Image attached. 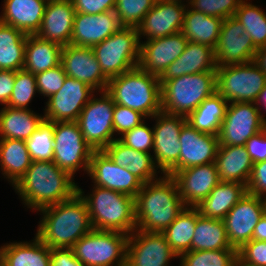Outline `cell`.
<instances>
[{"instance_id":"obj_1","label":"cell","mask_w":266,"mask_h":266,"mask_svg":"<svg viewBox=\"0 0 266 266\" xmlns=\"http://www.w3.org/2000/svg\"><path fill=\"white\" fill-rule=\"evenodd\" d=\"M13 189L27 208L38 212L73 197L78 183L53 161H32Z\"/></svg>"},{"instance_id":"obj_2","label":"cell","mask_w":266,"mask_h":266,"mask_svg":"<svg viewBox=\"0 0 266 266\" xmlns=\"http://www.w3.org/2000/svg\"><path fill=\"white\" fill-rule=\"evenodd\" d=\"M39 212L41 219L35 235L51 249L71 248L93 229L86 202L78 192Z\"/></svg>"},{"instance_id":"obj_3","label":"cell","mask_w":266,"mask_h":266,"mask_svg":"<svg viewBox=\"0 0 266 266\" xmlns=\"http://www.w3.org/2000/svg\"><path fill=\"white\" fill-rule=\"evenodd\" d=\"M134 206L136 229L158 233H163L186 207L174 179L167 174L144 183L134 197Z\"/></svg>"},{"instance_id":"obj_4","label":"cell","mask_w":266,"mask_h":266,"mask_svg":"<svg viewBox=\"0 0 266 266\" xmlns=\"http://www.w3.org/2000/svg\"><path fill=\"white\" fill-rule=\"evenodd\" d=\"M81 188L78 185V193L86 202L93 229L128 235L136 229L134 197L96 185L85 195Z\"/></svg>"},{"instance_id":"obj_5","label":"cell","mask_w":266,"mask_h":266,"mask_svg":"<svg viewBox=\"0 0 266 266\" xmlns=\"http://www.w3.org/2000/svg\"><path fill=\"white\" fill-rule=\"evenodd\" d=\"M106 92L115 104L143 114L147 119L161 112V84L159 77L138 66L110 78Z\"/></svg>"},{"instance_id":"obj_6","label":"cell","mask_w":266,"mask_h":266,"mask_svg":"<svg viewBox=\"0 0 266 266\" xmlns=\"http://www.w3.org/2000/svg\"><path fill=\"white\" fill-rule=\"evenodd\" d=\"M161 111L187 117L206 98L216 92V72L186 74L160 80Z\"/></svg>"},{"instance_id":"obj_7","label":"cell","mask_w":266,"mask_h":266,"mask_svg":"<svg viewBox=\"0 0 266 266\" xmlns=\"http://www.w3.org/2000/svg\"><path fill=\"white\" fill-rule=\"evenodd\" d=\"M140 43L136 27L122 26L92 49L103 74L110 79L138 66Z\"/></svg>"},{"instance_id":"obj_8","label":"cell","mask_w":266,"mask_h":266,"mask_svg":"<svg viewBox=\"0 0 266 266\" xmlns=\"http://www.w3.org/2000/svg\"><path fill=\"white\" fill-rule=\"evenodd\" d=\"M129 235L92 229L72 247L75 258L86 266H126Z\"/></svg>"},{"instance_id":"obj_9","label":"cell","mask_w":266,"mask_h":266,"mask_svg":"<svg viewBox=\"0 0 266 266\" xmlns=\"http://www.w3.org/2000/svg\"><path fill=\"white\" fill-rule=\"evenodd\" d=\"M265 84L266 75L254 61L216 69V91L228 103H255Z\"/></svg>"},{"instance_id":"obj_10","label":"cell","mask_w":266,"mask_h":266,"mask_svg":"<svg viewBox=\"0 0 266 266\" xmlns=\"http://www.w3.org/2000/svg\"><path fill=\"white\" fill-rule=\"evenodd\" d=\"M94 149L85 141L76 121L54 122L53 162L70 173L88 172Z\"/></svg>"},{"instance_id":"obj_11","label":"cell","mask_w":266,"mask_h":266,"mask_svg":"<svg viewBox=\"0 0 266 266\" xmlns=\"http://www.w3.org/2000/svg\"><path fill=\"white\" fill-rule=\"evenodd\" d=\"M99 94V97L92 95L76 121L85 141L94 150H104L117 139L113 128L115 103L106 91Z\"/></svg>"},{"instance_id":"obj_12","label":"cell","mask_w":266,"mask_h":266,"mask_svg":"<svg viewBox=\"0 0 266 266\" xmlns=\"http://www.w3.org/2000/svg\"><path fill=\"white\" fill-rule=\"evenodd\" d=\"M151 119L153 127V159L161 174L169 175L179 171V154L181 150L179 136L181 128L187 122L185 116L159 112Z\"/></svg>"},{"instance_id":"obj_13","label":"cell","mask_w":266,"mask_h":266,"mask_svg":"<svg viewBox=\"0 0 266 266\" xmlns=\"http://www.w3.org/2000/svg\"><path fill=\"white\" fill-rule=\"evenodd\" d=\"M265 128L266 122L254 102L228 103L218 133L219 145L244 146Z\"/></svg>"},{"instance_id":"obj_14","label":"cell","mask_w":266,"mask_h":266,"mask_svg":"<svg viewBox=\"0 0 266 266\" xmlns=\"http://www.w3.org/2000/svg\"><path fill=\"white\" fill-rule=\"evenodd\" d=\"M266 212V198L246 194L223 219L231 246L239 250L252 240L259 219Z\"/></svg>"},{"instance_id":"obj_15","label":"cell","mask_w":266,"mask_h":266,"mask_svg":"<svg viewBox=\"0 0 266 266\" xmlns=\"http://www.w3.org/2000/svg\"><path fill=\"white\" fill-rule=\"evenodd\" d=\"M95 92L86 83L66 77L60 90L48 98L43 112L44 119L51 122L77 121Z\"/></svg>"},{"instance_id":"obj_16","label":"cell","mask_w":266,"mask_h":266,"mask_svg":"<svg viewBox=\"0 0 266 266\" xmlns=\"http://www.w3.org/2000/svg\"><path fill=\"white\" fill-rule=\"evenodd\" d=\"M175 258L163 233L135 229L128 237L126 266H170Z\"/></svg>"},{"instance_id":"obj_17","label":"cell","mask_w":266,"mask_h":266,"mask_svg":"<svg viewBox=\"0 0 266 266\" xmlns=\"http://www.w3.org/2000/svg\"><path fill=\"white\" fill-rule=\"evenodd\" d=\"M256 50L239 21L234 17L222 21L218 42L214 49L217 67L253 61Z\"/></svg>"},{"instance_id":"obj_18","label":"cell","mask_w":266,"mask_h":266,"mask_svg":"<svg viewBox=\"0 0 266 266\" xmlns=\"http://www.w3.org/2000/svg\"><path fill=\"white\" fill-rule=\"evenodd\" d=\"M94 185L135 197L143 182L125 167L118 166L104 150H95L87 172Z\"/></svg>"},{"instance_id":"obj_19","label":"cell","mask_w":266,"mask_h":266,"mask_svg":"<svg viewBox=\"0 0 266 266\" xmlns=\"http://www.w3.org/2000/svg\"><path fill=\"white\" fill-rule=\"evenodd\" d=\"M183 2L185 1L156 0L137 27L139 38H146L148 41L181 32L188 6V2Z\"/></svg>"},{"instance_id":"obj_20","label":"cell","mask_w":266,"mask_h":266,"mask_svg":"<svg viewBox=\"0 0 266 266\" xmlns=\"http://www.w3.org/2000/svg\"><path fill=\"white\" fill-rule=\"evenodd\" d=\"M186 207L198 206L220 182L215 162L192 166L169 174Z\"/></svg>"},{"instance_id":"obj_21","label":"cell","mask_w":266,"mask_h":266,"mask_svg":"<svg viewBox=\"0 0 266 266\" xmlns=\"http://www.w3.org/2000/svg\"><path fill=\"white\" fill-rule=\"evenodd\" d=\"M188 44L182 32L141 41L138 67L160 77L166 68L184 52Z\"/></svg>"},{"instance_id":"obj_22","label":"cell","mask_w":266,"mask_h":266,"mask_svg":"<svg viewBox=\"0 0 266 266\" xmlns=\"http://www.w3.org/2000/svg\"><path fill=\"white\" fill-rule=\"evenodd\" d=\"M61 64L67 77L86 83L96 93L106 91L109 79L103 74L92 47L63 46Z\"/></svg>"},{"instance_id":"obj_23","label":"cell","mask_w":266,"mask_h":266,"mask_svg":"<svg viewBox=\"0 0 266 266\" xmlns=\"http://www.w3.org/2000/svg\"><path fill=\"white\" fill-rule=\"evenodd\" d=\"M121 27L118 16L113 10L96 15L75 13L70 45L93 47Z\"/></svg>"},{"instance_id":"obj_24","label":"cell","mask_w":266,"mask_h":266,"mask_svg":"<svg viewBox=\"0 0 266 266\" xmlns=\"http://www.w3.org/2000/svg\"><path fill=\"white\" fill-rule=\"evenodd\" d=\"M179 170L215 162L218 136L198 131L186 122L179 136Z\"/></svg>"},{"instance_id":"obj_25","label":"cell","mask_w":266,"mask_h":266,"mask_svg":"<svg viewBox=\"0 0 266 266\" xmlns=\"http://www.w3.org/2000/svg\"><path fill=\"white\" fill-rule=\"evenodd\" d=\"M74 18L71 0H48L41 26L35 35L62 46L70 45Z\"/></svg>"},{"instance_id":"obj_26","label":"cell","mask_w":266,"mask_h":266,"mask_svg":"<svg viewBox=\"0 0 266 266\" xmlns=\"http://www.w3.org/2000/svg\"><path fill=\"white\" fill-rule=\"evenodd\" d=\"M216 69L214 49L188 41L184 52L166 68L159 80H171L186 74L216 72Z\"/></svg>"},{"instance_id":"obj_27","label":"cell","mask_w":266,"mask_h":266,"mask_svg":"<svg viewBox=\"0 0 266 266\" xmlns=\"http://www.w3.org/2000/svg\"><path fill=\"white\" fill-rule=\"evenodd\" d=\"M48 0H4L0 22L27 35H35L42 22Z\"/></svg>"},{"instance_id":"obj_28","label":"cell","mask_w":266,"mask_h":266,"mask_svg":"<svg viewBox=\"0 0 266 266\" xmlns=\"http://www.w3.org/2000/svg\"><path fill=\"white\" fill-rule=\"evenodd\" d=\"M104 151L115 164L125 167L143 183H147L161 177V175H157L161 171L156 166L151 153L134 150L123 144L118 138L113 140L104 149Z\"/></svg>"},{"instance_id":"obj_29","label":"cell","mask_w":266,"mask_h":266,"mask_svg":"<svg viewBox=\"0 0 266 266\" xmlns=\"http://www.w3.org/2000/svg\"><path fill=\"white\" fill-rule=\"evenodd\" d=\"M1 266H51V248L36 235L31 241L9 242L0 246Z\"/></svg>"},{"instance_id":"obj_30","label":"cell","mask_w":266,"mask_h":266,"mask_svg":"<svg viewBox=\"0 0 266 266\" xmlns=\"http://www.w3.org/2000/svg\"><path fill=\"white\" fill-rule=\"evenodd\" d=\"M215 164L220 181L247 186L254 163L245 146L219 145Z\"/></svg>"},{"instance_id":"obj_31","label":"cell","mask_w":266,"mask_h":266,"mask_svg":"<svg viewBox=\"0 0 266 266\" xmlns=\"http://www.w3.org/2000/svg\"><path fill=\"white\" fill-rule=\"evenodd\" d=\"M246 192V186L239 182L220 181L196 208L204 217L223 220Z\"/></svg>"},{"instance_id":"obj_32","label":"cell","mask_w":266,"mask_h":266,"mask_svg":"<svg viewBox=\"0 0 266 266\" xmlns=\"http://www.w3.org/2000/svg\"><path fill=\"white\" fill-rule=\"evenodd\" d=\"M44 115L31 109H0V139L27 140L43 122Z\"/></svg>"},{"instance_id":"obj_33","label":"cell","mask_w":266,"mask_h":266,"mask_svg":"<svg viewBox=\"0 0 266 266\" xmlns=\"http://www.w3.org/2000/svg\"><path fill=\"white\" fill-rule=\"evenodd\" d=\"M62 49L58 43L27 35L23 69L36 75L60 65Z\"/></svg>"},{"instance_id":"obj_34","label":"cell","mask_w":266,"mask_h":266,"mask_svg":"<svg viewBox=\"0 0 266 266\" xmlns=\"http://www.w3.org/2000/svg\"><path fill=\"white\" fill-rule=\"evenodd\" d=\"M223 19L193 10L185 11L182 33L189 42L200 43L215 49Z\"/></svg>"},{"instance_id":"obj_35","label":"cell","mask_w":266,"mask_h":266,"mask_svg":"<svg viewBox=\"0 0 266 266\" xmlns=\"http://www.w3.org/2000/svg\"><path fill=\"white\" fill-rule=\"evenodd\" d=\"M221 249H235L228 240L224 221L204 217L196 208V228L191 243V251Z\"/></svg>"},{"instance_id":"obj_36","label":"cell","mask_w":266,"mask_h":266,"mask_svg":"<svg viewBox=\"0 0 266 266\" xmlns=\"http://www.w3.org/2000/svg\"><path fill=\"white\" fill-rule=\"evenodd\" d=\"M32 159L25 140L0 139V172L12 187L30 167Z\"/></svg>"},{"instance_id":"obj_37","label":"cell","mask_w":266,"mask_h":266,"mask_svg":"<svg viewBox=\"0 0 266 266\" xmlns=\"http://www.w3.org/2000/svg\"><path fill=\"white\" fill-rule=\"evenodd\" d=\"M228 102L216 91L206 98L187 117V122L198 131L218 136Z\"/></svg>"},{"instance_id":"obj_38","label":"cell","mask_w":266,"mask_h":266,"mask_svg":"<svg viewBox=\"0 0 266 266\" xmlns=\"http://www.w3.org/2000/svg\"><path fill=\"white\" fill-rule=\"evenodd\" d=\"M27 34L0 22V70L23 69Z\"/></svg>"},{"instance_id":"obj_39","label":"cell","mask_w":266,"mask_h":266,"mask_svg":"<svg viewBox=\"0 0 266 266\" xmlns=\"http://www.w3.org/2000/svg\"><path fill=\"white\" fill-rule=\"evenodd\" d=\"M196 228V207H185L177 218L163 231L171 249L179 257L191 251V243Z\"/></svg>"},{"instance_id":"obj_40","label":"cell","mask_w":266,"mask_h":266,"mask_svg":"<svg viewBox=\"0 0 266 266\" xmlns=\"http://www.w3.org/2000/svg\"><path fill=\"white\" fill-rule=\"evenodd\" d=\"M247 1L241 2L233 17L243 25L253 45L259 48L266 45V12Z\"/></svg>"},{"instance_id":"obj_41","label":"cell","mask_w":266,"mask_h":266,"mask_svg":"<svg viewBox=\"0 0 266 266\" xmlns=\"http://www.w3.org/2000/svg\"><path fill=\"white\" fill-rule=\"evenodd\" d=\"M25 143L32 161H53L54 122L44 119Z\"/></svg>"},{"instance_id":"obj_42","label":"cell","mask_w":266,"mask_h":266,"mask_svg":"<svg viewBox=\"0 0 266 266\" xmlns=\"http://www.w3.org/2000/svg\"><path fill=\"white\" fill-rule=\"evenodd\" d=\"M178 259V266H233L238 259V250L187 251Z\"/></svg>"},{"instance_id":"obj_43","label":"cell","mask_w":266,"mask_h":266,"mask_svg":"<svg viewBox=\"0 0 266 266\" xmlns=\"http://www.w3.org/2000/svg\"><path fill=\"white\" fill-rule=\"evenodd\" d=\"M38 93L36 77L24 69L16 71L14 88L6 106L15 109H31L29 104Z\"/></svg>"},{"instance_id":"obj_44","label":"cell","mask_w":266,"mask_h":266,"mask_svg":"<svg viewBox=\"0 0 266 266\" xmlns=\"http://www.w3.org/2000/svg\"><path fill=\"white\" fill-rule=\"evenodd\" d=\"M156 0H116L114 12L122 26L138 27Z\"/></svg>"},{"instance_id":"obj_45","label":"cell","mask_w":266,"mask_h":266,"mask_svg":"<svg viewBox=\"0 0 266 266\" xmlns=\"http://www.w3.org/2000/svg\"><path fill=\"white\" fill-rule=\"evenodd\" d=\"M243 0H189L188 5L206 15L227 19L233 17Z\"/></svg>"},{"instance_id":"obj_46","label":"cell","mask_w":266,"mask_h":266,"mask_svg":"<svg viewBox=\"0 0 266 266\" xmlns=\"http://www.w3.org/2000/svg\"><path fill=\"white\" fill-rule=\"evenodd\" d=\"M148 123L142 122L132 130L125 132L118 139L134 150L150 153L153 151V127L147 126Z\"/></svg>"},{"instance_id":"obj_47","label":"cell","mask_w":266,"mask_h":266,"mask_svg":"<svg viewBox=\"0 0 266 266\" xmlns=\"http://www.w3.org/2000/svg\"><path fill=\"white\" fill-rule=\"evenodd\" d=\"M38 94L51 97L63 86L67 77L62 64L35 75Z\"/></svg>"},{"instance_id":"obj_48","label":"cell","mask_w":266,"mask_h":266,"mask_svg":"<svg viewBox=\"0 0 266 266\" xmlns=\"http://www.w3.org/2000/svg\"><path fill=\"white\" fill-rule=\"evenodd\" d=\"M147 118L136 110L115 104L113 111V128L115 137L123 135L140 125Z\"/></svg>"},{"instance_id":"obj_49","label":"cell","mask_w":266,"mask_h":266,"mask_svg":"<svg viewBox=\"0 0 266 266\" xmlns=\"http://www.w3.org/2000/svg\"><path fill=\"white\" fill-rule=\"evenodd\" d=\"M238 259L248 266H266V242L251 240L238 250Z\"/></svg>"},{"instance_id":"obj_50","label":"cell","mask_w":266,"mask_h":266,"mask_svg":"<svg viewBox=\"0 0 266 266\" xmlns=\"http://www.w3.org/2000/svg\"><path fill=\"white\" fill-rule=\"evenodd\" d=\"M246 189L249 194L266 198V160L253 164Z\"/></svg>"},{"instance_id":"obj_51","label":"cell","mask_w":266,"mask_h":266,"mask_svg":"<svg viewBox=\"0 0 266 266\" xmlns=\"http://www.w3.org/2000/svg\"><path fill=\"white\" fill-rule=\"evenodd\" d=\"M75 13L96 15L114 10L116 0H71Z\"/></svg>"},{"instance_id":"obj_52","label":"cell","mask_w":266,"mask_h":266,"mask_svg":"<svg viewBox=\"0 0 266 266\" xmlns=\"http://www.w3.org/2000/svg\"><path fill=\"white\" fill-rule=\"evenodd\" d=\"M245 149L253 163L266 160V128L252 136L245 143Z\"/></svg>"},{"instance_id":"obj_53","label":"cell","mask_w":266,"mask_h":266,"mask_svg":"<svg viewBox=\"0 0 266 266\" xmlns=\"http://www.w3.org/2000/svg\"><path fill=\"white\" fill-rule=\"evenodd\" d=\"M51 266H86L79 262L71 248L51 249Z\"/></svg>"},{"instance_id":"obj_54","label":"cell","mask_w":266,"mask_h":266,"mask_svg":"<svg viewBox=\"0 0 266 266\" xmlns=\"http://www.w3.org/2000/svg\"><path fill=\"white\" fill-rule=\"evenodd\" d=\"M16 71L0 70V104L6 106L9 102L14 82Z\"/></svg>"},{"instance_id":"obj_55","label":"cell","mask_w":266,"mask_h":266,"mask_svg":"<svg viewBox=\"0 0 266 266\" xmlns=\"http://www.w3.org/2000/svg\"><path fill=\"white\" fill-rule=\"evenodd\" d=\"M252 240L266 241V212L259 219L257 225L255 226V229L252 235Z\"/></svg>"},{"instance_id":"obj_56","label":"cell","mask_w":266,"mask_h":266,"mask_svg":"<svg viewBox=\"0 0 266 266\" xmlns=\"http://www.w3.org/2000/svg\"><path fill=\"white\" fill-rule=\"evenodd\" d=\"M253 61L266 75V45L257 48Z\"/></svg>"},{"instance_id":"obj_57","label":"cell","mask_w":266,"mask_h":266,"mask_svg":"<svg viewBox=\"0 0 266 266\" xmlns=\"http://www.w3.org/2000/svg\"><path fill=\"white\" fill-rule=\"evenodd\" d=\"M255 105L258 107L262 119L266 122V118H265L266 114H263V113H266L264 112L266 111V84L264 88L261 90V92L258 94V97L255 101Z\"/></svg>"},{"instance_id":"obj_58","label":"cell","mask_w":266,"mask_h":266,"mask_svg":"<svg viewBox=\"0 0 266 266\" xmlns=\"http://www.w3.org/2000/svg\"><path fill=\"white\" fill-rule=\"evenodd\" d=\"M233 266H248V265L244 264L239 259H237L236 262H235V264Z\"/></svg>"}]
</instances>
